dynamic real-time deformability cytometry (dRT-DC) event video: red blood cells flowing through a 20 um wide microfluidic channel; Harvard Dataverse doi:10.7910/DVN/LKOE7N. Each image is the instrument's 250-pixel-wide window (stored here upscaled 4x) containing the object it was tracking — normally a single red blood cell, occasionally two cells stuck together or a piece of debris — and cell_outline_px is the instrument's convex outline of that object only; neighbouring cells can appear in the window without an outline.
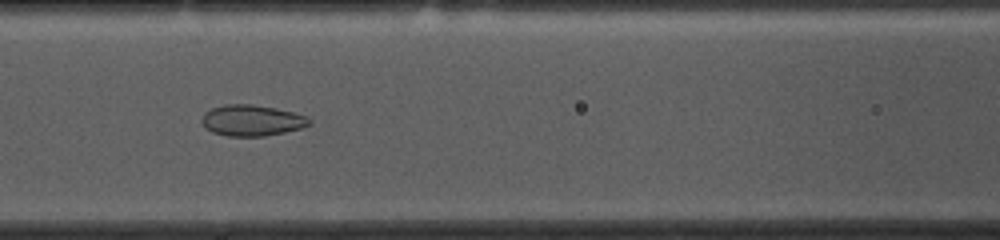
{"species": "common noctule bat (a hibernating species)", "species_latin": "Nyctalus noctula", "temperature_condition": "cold", "stored_images_in_passage": 54, "camera_frame_rate_fps": 3000, "um_per_image_px": 0.085, "animal": {"sex": "female", "body_mass_g": 10.0, "forearm_length_mm": 53.1}, "frame": {"image": 1, "passage_image": 22, "time_ms": 7.0, "image_size_px": [1000, 240], "cell_outline_px": [[312, 124], [300, 128], [284, 132], [264, 136], [228, 136], [212, 132], [204, 128], [200, 120], [204, 112], [212, 108], [224, 104], [252, 104], [276, 108], [308, 116], [312, 120]], "centroid_in_image_um": [21.39, 10.23], "position_along_channel_um": 145.2, "area_um2": 19.65}}
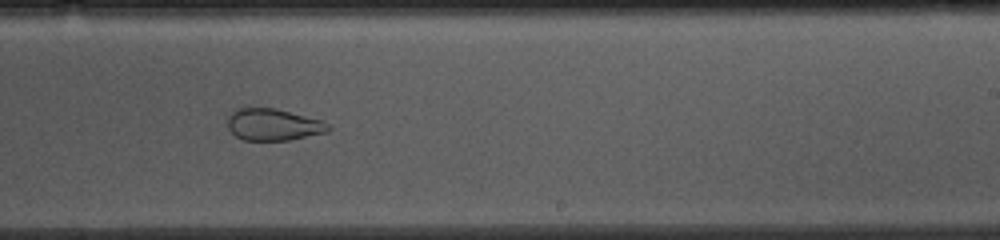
{"frame": {"image": 2, "passage_image": 32, "time_ms": 10.333, "image_size_px": [1000, 240], "cell_outline_px": [[332, 128], [328, 132], [288, 140], [244, 140], [236, 136], [228, 128], [228, 116], [236, 108], [276, 108], [324, 120]], "centroid_in_image_um": [23.26, 10.58], "position_along_channel_um": 265.7, "area_um2": 18.79}}
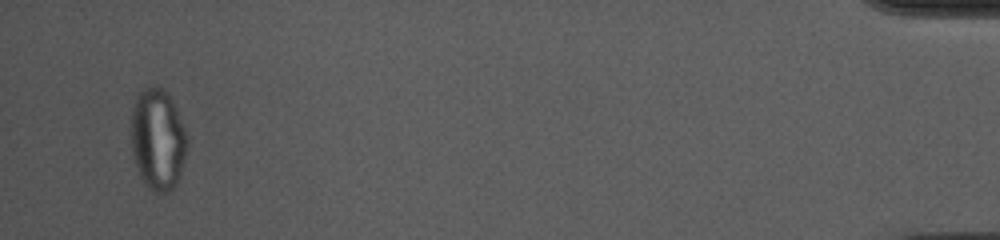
{"frame": {"image": 3, "passage_image": 52, "time_ms": 17.0, "image_size_px": [1000, 240], "cell_outline_px": [[188, 144], [180, 176], [176, 184], [168, 192], [152, 192], [144, 184], [140, 176], [132, 152], [132, 108], [136, 96], [144, 88], [164, 88], [184, 128], [188, 140]], "centroid_in_image_um": [13.4, 11.9], "position_along_channel_um": 421.8, "area_um2": 32.6}, "authors_computed_cell_mechanics": {"area_um2": 25.9233, "velocity_mm_per_s": 3.6268, "shape_relaxation_time_tau1_ms": null, "shape_relaxation_time_tau2_ms": 1.4466, "deformation_change_tau1": null, "deformation_change_tau2": 0.0733}}